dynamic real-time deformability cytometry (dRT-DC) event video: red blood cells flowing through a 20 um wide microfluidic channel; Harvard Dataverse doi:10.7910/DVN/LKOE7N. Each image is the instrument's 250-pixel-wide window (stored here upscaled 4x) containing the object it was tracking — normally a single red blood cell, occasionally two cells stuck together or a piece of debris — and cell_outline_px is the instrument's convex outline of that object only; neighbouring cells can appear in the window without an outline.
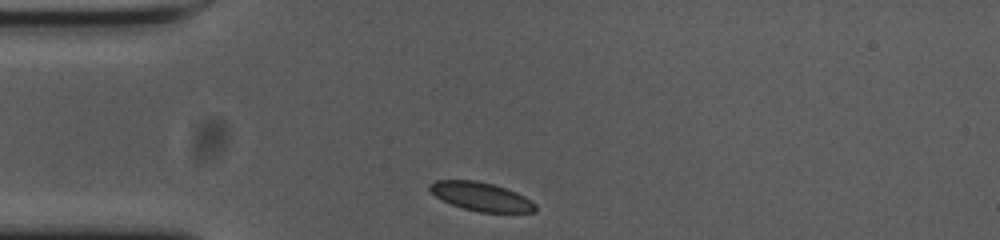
{"species": "common noctule bat (a hibernating species)", "species_latin": "Nyctalus noctula", "temperature_condition": "cold", "stored_images_in_passage": 32, "camera_frame_rate_fps": 3000, "um_per_image_px": 0.085, "animal": {"sex": "female", "body_mass_g": 23.0, "forearm_length_mm": 53.4}, "frame": {"image": 1, "passage_image": 1, "time_ms": 0.0, "image_size_px": [1000, 240], "cell_outline_px": [[536, 212], [480, 212], [464, 208], [440, 200], [428, 188], [428, 184], [436, 180], [476, 180], [492, 184], [516, 192], [524, 196], [536, 204]], "centroid_in_image_um": [40.87, 16.7], "position_along_channel_um": 44.1, "area_um2": 17.51}}
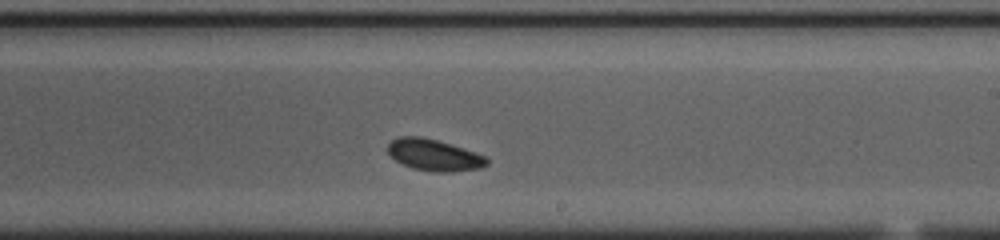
{"frame": {"image": 2, "passage_image": 20, "time_ms": 6.333, "image_size_px": [1000, 240], "cell_outline_px": [[488, 164], [480, 168], [452, 172], [436, 172], [412, 168], [396, 160], [388, 152], [388, 144], [392, 140], [400, 136], [420, 136], [436, 140], [484, 156], [488, 160]], "centroid_in_image_um": [36.86, 13.18], "position_along_channel_um": 252.1, "area_um2": 17.74}}
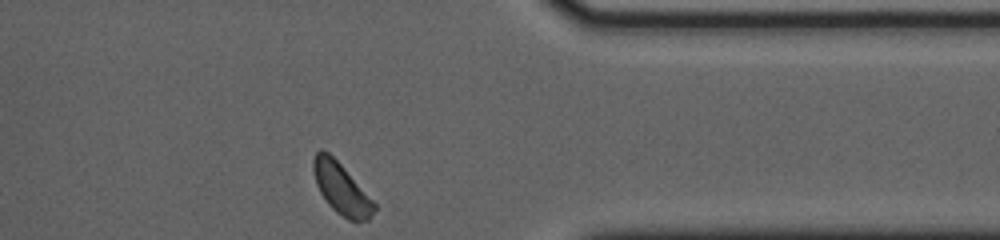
{"frame": {"image": 3, "passage_image": 32, "time_ms": 10.333, "image_size_px": [1000, 240], "cell_outline_px": [[376, 208], [372, 216], [368, 220], [356, 224], [348, 220], [336, 212], [328, 204], [320, 192], [316, 184], [312, 172], [312, 160], [316, 152], [320, 148], [328, 152], [340, 164], [376, 204]], "centroid_in_image_um": [29.0, 16.07], "position_along_channel_um": 382.4, "area_um2": 18.21}, "authors_computed_cell_mechanics": {"area_um2": 18.0336, "velocity_mm_per_s": 3.5968, "shape_relaxation_time_tau1_ms": null, "shape_relaxation_time_tau2_ms": 10.9531, "deformation_change_tau1": null, "deformation_change_tau2": 0.1052}}